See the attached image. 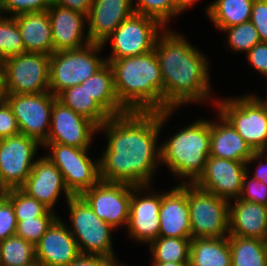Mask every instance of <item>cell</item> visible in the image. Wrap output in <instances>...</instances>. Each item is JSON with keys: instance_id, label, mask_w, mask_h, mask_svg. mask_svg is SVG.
<instances>
[{"instance_id": "obj_1", "label": "cell", "mask_w": 267, "mask_h": 266, "mask_svg": "<svg viewBox=\"0 0 267 266\" xmlns=\"http://www.w3.org/2000/svg\"><path fill=\"white\" fill-rule=\"evenodd\" d=\"M175 110L127 111L98 127L107 145L99 158L100 180L133 186L152 185L160 165L158 136Z\"/></svg>"}, {"instance_id": "obj_2", "label": "cell", "mask_w": 267, "mask_h": 266, "mask_svg": "<svg viewBox=\"0 0 267 266\" xmlns=\"http://www.w3.org/2000/svg\"><path fill=\"white\" fill-rule=\"evenodd\" d=\"M186 39L167 27L154 47L163 78V111L215 99L211 96L208 58Z\"/></svg>"}, {"instance_id": "obj_3", "label": "cell", "mask_w": 267, "mask_h": 266, "mask_svg": "<svg viewBox=\"0 0 267 266\" xmlns=\"http://www.w3.org/2000/svg\"><path fill=\"white\" fill-rule=\"evenodd\" d=\"M106 61L113 69L117 98L128 111H163V78L154 50Z\"/></svg>"}, {"instance_id": "obj_4", "label": "cell", "mask_w": 267, "mask_h": 266, "mask_svg": "<svg viewBox=\"0 0 267 266\" xmlns=\"http://www.w3.org/2000/svg\"><path fill=\"white\" fill-rule=\"evenodd\" d=\"M167 139L160 144V163L182 178L181 184H194L210 155V120L196 119Z\"/></svg>"}, {"instance_id": "obj_5", "label": "cell", "mask_w": 267, "mask_h": 266, "mask_svg": "<svg viewBox=\"0 0 267 266\" xmlns=\"http://www.w3.org/2000/svg\"><path fill=\"white\" fill-rule=\"evenodd\" d=\"M214 105L254 152L267 151V96L251 93L218 98Z\"/></svg>"}, {"instance_id": "obj_6", "label": "cell", "mask_w": 267, "mask_h": 266, "mask_svg": "<svg viewBox=\"0 0 267 266\" xmlns=\"http://www.w3.org/2000/svg\"><path fill=\"white\" fill-rule=\"evenodd\" d=\"M104 48L100 43L91 42L80 49L52 53L49 91L57 97L65 89L89 79L107 63L106 58L98 56Z\"/></svg>"}, {"instance_id": "obj_7", "label": "cell", "mask_w": 267, "mask_h": 266, "mask_svg": "<svg viewBox=\"0 0 267 266\" xmlns=\"http://www.w3.org/2000/svg\"><path fill=\"white\" fill-rule=\"evenodd\" d=\"M70 213V227L81 254L101 255L112 259L118 266L124 265L113 251L111 233L115 231L101 220L81 196H72L67 201ZM120 264V265H119Z\"/></svg>"}, {"instance_id": "obj_8", "label": "cell", "mask_w": 267, "mask_h": 266, "mask_svg": "<svg viewBox=\"0 0 267 266\" xmlns=\"http://www.w3.org/2000/svg\"><path fill=\"white\" fill-rule=\"evenodd\" d=\"M191 239L229 236V201L186 183Z\"/></svg>"}, {"instance_id": "obj_9", "label": "cell", "mask_w": 267, "mask_h": 266, "mask_svg": "<svg viewBox=\"0 0 267 266\" xmlns=\"http://www.w3.org/2000/svg\"><path fill=\"white\" fill-rule=\"evenodd\" d=\"M43 146L49 149L50 153L45 156L62 173L65 185L73 196H80L100 181L99 159H91L89 149L58 143H43Z\"/></svg>"}, {"instance_id": "obj_10", "label": "cell", "mask_w": 267, "mask_h": 266, "mask_svg": "<svg viewBox=\"0 0 267 266\" xmlns=\"http://www.w3.org/2000/svg\"><path fill=\"white\" fill-rule=\"evenodd\" d=\"M164 29L158 20L133 13L103 41V47L109 42L112 46V52L106 59H121L153 51L157 38Z\"/></svg>"}, {"instance_id": "obj_11", "label": "cell", "mask_w": 267, "mask_h": 266, "mask_svg": "<svg viewBox=\"0 0 267 266\" xmlns=\"http://www.w3.org/2000/svg\"><path fill=\"white\" fill-rule=\"evenodd\" d=\"M2 63L7 94H38L49 91V55L25 52Z\"/></svg>"}, {"instance_id": "obj_12", "label": "cell", "mask_w": 267, "mask_h": 266, "mask_svg": "<svg viewBox=\"0 0 267 266\" xmlns=\"http://www.w3.org/2000/svg\"><path fill=\"white\" fill-rule=\"evenodd\" d=\"M41 146L24 134L0 139V190L20 189L24 185Z\"/></svg>"}, {"instance_id": "obj_13", "label": "cell", "mask_w": 267, "mask_h": 266, "mask_svg": "<svg viewBox=\"0 0 267 266\" xmlns=\"http://www.w3.org/2000/svg\"><path fill=\"white\" fill-rule=\"evenodd\" d=\"M57 99L50 91L38 94H7L20 134L34 138L41 145L47 140L51 113Z\"/></svg>"}, {"instance_id": "obj_14", "label": "cell", "mask_w": 267, "mask_h": 266, "mask_svg": "<svg viewBox=\"0 0 267 266\" xmlns=\"http://www.w3.org/2000/svg\"><path fill=\"white\" fill-rule=\"evenodd\" d=\"M80 196L93 212L112 228L117 230L122 225L127 228L132 185L100 180Z\"/></svg>"}, {"instance_id": "obj_15", "label": "cell", "mask_w": 267, "mask_h": 266, "mask_svg": "<svg viewBox=\"0 0 267 266\" xmlns=\"http://www.w3.org/2000/svg\"><path fill=\"white\" fill-rule=\"evenodd\" d=\"M160 206L161 192L151 191V184L132 185L127 233L133 241L148 245L158 238Z\"/></svg>"}, {"instance_id": "obj_16", "label": "cell", "mask_w": 267, "mask_h": 266, "mask_svg": "<svg viewBox=\"0 0 267 266\" xmlns=\"http://www.w3.org/2000/svg\"><path fill=\"white\" fill-rule=\"evenodd\" d=\"M96 133L98 134V126L94 122L56 99L51 113L49 135L44 143L89 149Z\"/></svg>"}, {"instance_id": "obj_17", "label": "cell", "mask_w": 267, "mask_h": 266, "mask_svg": "<svg viewBox=\"0 0 267 266\" xmlns=\"http://www.w3.org/2000/svg\"><path fill=\"white\" fill-rule=\"evenodd\" d=\"M246 173L245 162L208 156L205 169L194 184L220 198L231 201L239 198Z\"/></svg>"}, {"instance_id": "obj_18", "label": "cell", "mask_w": 267, "mask_h": 266, "mask_svg": "<svg viewBox=\"0 0 267 266\" xmlns=\"http://www.w3.org/2000/svg\"><path fill=\"white\" fill-rule=\"evenodd\" d=\"M20 189L53 212L62 192L66 202L73 196L65 185L62 173L47 156L36 159L29 177Z\"/></svg>"}, {"instance_id": "obj_19", "label": "cell", "mask_w": 267, "mask_h": 266, "mask_svg": "<svg viewBox=\"0 0 267 266\" xmlns=\"http://www.w3.org/2000/svg\"><path fill=\"white\" fill-rule=\"evenodd\" d=\"M48 11L50 18L54 52L75 50L90 44L85 35L86 15L68 8L52 4Z\"/></svg>"}, {"instance_id": "obj_20", "label": "cell", "mask_w": 267, "mask_h": 266, "mask_svg": "<svg viewBox=\"0 0 267 266\" xmlns=\"http://www.w3.org/2000/svg\"><path fill=\"white\" fill-rule=\"evenodd\" d=\"M36 260L44 266H66L79 254L67 223L58 217L35 245Z\"/></svg>"}, {"instance_id": "obj_21", "label": "cell", "mask_w": 267, "mask_h": 266, "mask_svg": "<svg viewBox=\"0 0 267 266\" xmlns=\"http://www.w3.org/2000/svg\"><path fill=\"white\" fill-rule=\"evenodd\" d=\"M158 237L191 238L186 184L161 192Z\"/></svg>"}, {"instance_id": "obj_22", "label": "cell", "mask_w": 267, "mask_h": 266, "mask_svg": "<svg viewBox=\"0 0 267 266\" xmlns=\"http://www.w3.org/2000/svg\"><path fill=\"white\" fill-rule=\"evenodd\" d=\"M133 0H93L86 21L93 43L102 44L115 29L134 13Z\"/></svg>"}, {"instance_id": "obj_23", "label": "cell", "mask_w": 267, "mask_h": 266, "mask_svg": "<svg viewBox=\"0 0 267 266\" xmlns=\"http://www.w3.org/2000/svg\"><path fill=\"white\" fill-rule=\"evenodd\" d=\"M231 201H229V235L265 241L267 206L239 198Z\"/></svg>"}, {"instance_id": "obj_24", "label": "cell", "mask_w": 267, "mask_h": 266, "mask_svg": "<svg viewBox=\"0 0 267 266\" xmlns=\"http://www.w3.org/2000/svg\"><path fill=\"white\" fill-rule=\"evenodd\" d=\"M217 114L218 122L210 120L209 156L246 163L254 151L236 129L220 113Z\"/></svg>"}, {"instance_id": "obj_25", "label": "cell", "mask_w": 267, "mask_h": 266, "mask_svg": "<svg viewBox=\"0 0 267 266\" xmlns=\"http://www.w3.org/2000/svg\"><path fill=\"white\" fill-rule=\"evenodd\" d=\"M20 31L25 52L54 53L52 28L48 11L23 13L14 16Z\"/></svg>"}, {"instance_id": "obj_26", "label": "cell", "mask_w": 267, "mask_h": 266, "mask_svg": "<svg viewBox=\"0 0 267 266\" xmlns=\"http://www.w3.org/2000/svg\"><path fill=\"white\" fill-rule=\"evenodd\" d=\"M81 85H85L89 94L111 116L120 115L128 111L117 98L114 87V73L108 62Z\"/></svg>"}, {"instance_id": "obj_27", "label": "cell", "mask_w": 267, "mask_h": 266, "mask_svg": "<svg viewBox=\"0 0 267 266\" xmlns=\"http://www.w3.org/2000/svg\"><path fill=\"white\" fill-rule=\"evenodd\" d=\"M189 266H231L229 238L191 239Z\"/></svg>"}, {"instance_id": "obj_28", "label": "cell", "mask_w": 267, "mask_h": 266, "mask_svg": "<svg viewBox=\"0 0 267 266\" xmlns=\"http://www.w3.org/2000/svg\"><path fill=\"white\" fill-rule=\"evenodd\" d=\"M254 0H215L206 8L213 25L222 32L224 28L250 21Z\"/></svg>"}, {"instance_id": "obj_29", "label": "cell", "mask_w": 267, "mask_h": 266, "mask_svg": "<svg viewBox=\"0 0 267 266\" xmlns=\"http://www.w3.org/2000/svg\"><path fill=\"white\" fill-rule=\"evenodd\" d=\"M57 99L74 112L88 118L98 127L112 116L89 94L85 85H75L62 91Z\"/></svg>"}, {"instance_id": "obj_30", "label": "cell", "mask_w": 267, "mask_h": 266, "mask_svg": "<svg viewBox=\"0 0 267 266\" xmlns=\"http://www.w3.org/2000/svg\"><path fill=\"white\" fill-rule=\"evenodd\" d=\"M231 266H267L266 242L229 235Z\"/></svg>"}, {"instance_id": "obj_31", "label": "cell", "mask_w": 267, "mask_h": 266, "mask_svg": "<svg viewBox=\"0 0 267 266\" xmlns=\"http://www.w3.org/2000/svg\"><path fill=\"white\" fill-rule=\"evenodd\" d=\"M149 245L152 262H189L191 238L158 237Z\"/></svg>"}, {"instance_id": "obj_32", "label": "cell", "mask_w": 267, "mask_h": 266, "mask_svg": "<svg viewBox=\"0 0 267 266\" xmlns=\"http://www.w3.org/2000/svg\"><path fill=\"white\" fill-rule=\"evenodd\" d=\"M36 260L35 245L16 234L0 241V266H25Z\"/></svg>"}, {"instance_id": "obj_33", "label": "cell", "mask_w": 267, "mask_h": 266, "mask_svg": "<svg viewBox=\"0 0 267 266\" xmlns=\"http://www.w3.org/2000/svg\"><path fill=\"white\" fill-rule=\"evenodd\" d=\"M25 53L16 19L0 14V62Z\"/></svg>"}, {"instance_id": "obj_34", "label": "cell", "mask_w": 267, "mask_h": 266, "mask_svg": "<svg viewBox=\"0 0 267 266\" xmlns=\"http://www.w3.org/2000/svg\"><path fill=\"white\" fill-rule=\"evenodd\" d=\"M222 31L227 35L226 43L231 50L246 54L256 44L261 42L259 33L251 21L224 28Z\"/></svg>"}, {"instance_id": "obj_35", "label": "cell", "mask_w": 267, "mask_h": 266, "mask_svg": "<svg viewBox=\"0 0 267 266\" xmlns=\"http://www.w3.org/2000/svg\"><path fill=\"white\" fill-rule=\"evenodd\" d=\"M4 195L12 202L17 221L43 216L49 210L41 202L31 198L21 189L6 190Z\"/></svg>"}, {"instance_id": "obj_36", "label": "cell", "mask_w": 267, "mask_h": 266, "mask_svg": "<svg viewBox=\"0 0 267 266\" xmlns=\"http://www.w3.org/2000/svg\"><path fill=\"white\" fill-rule=\"evenodd\" d=\"M58 217L56 212L48 210L43 216L34 217L24 221H17L15 234L27 242L36 245Z\"/></svg>"}, {"instance_id": "obj_37", "label": "cell", "mask_w": 267, "mask_h": 266, "mask_svg": "<svg viewBox=\"0 0 267 266\" xmlns=\"http://www.w3.org/2000/svg\"><path fill=\"white\" fill-rule=\"evenodd\" d=\"M134 13L152 17L165 28L175 17V0H133Z\"/></svg>"}, {"instance_id": "obj_38", "label": "cell", "mask_w": 267, "mask_h": 266, "mask_svg": "<svg viewBox=\"0 0 267 266\" xmlns=\"http://www.w3.org/2000/svg\"><path fill=\"white\" fill-rule=\"evenodd\" d=\"M52 5L51 0H2L0 14L12 17L30 12L48 10Z\"/></svg>"}, {"instance_id": "obj_39", "label": "cell", "mask_w": 267, "mask_h": 266, "mask_svg": "<svg viewBox=\"0 0 267 266\" xmlns=\"http://www.w3.org/2000/svg\"><path fill=\"white\" fill-rule=\"evenodd\" d=\"M250 170L244 175L242 191L239 199L246 202H255L267 206V186L249 175Z\"/></svg>"}, {"instance_id": "obj_40", "label": "cell", "mask_w": 267, "mask_h": 266, "mask_svg": "<svg viewBox=\"0 0 267 266\" xmlns=\"http://www.w3.org/2000/svg\"><path fill=\"white\" fill-rule=\"evenodd\" d=\"M17 219L12 202L3 195L0 198V241L15 235Z\"/></svg>"}, {"instance_id": "obj_41", "label": "cell", "mask_w": 267, "mask_h": 266, "mask_svg": "<svg viewBox=\"0 0 267 266\" xmlns=\"http://www.w3.org/2000/svg\"><path fill=\"white\" fill-rule=\"evenodd\" d=\"M250 21L257 29L261 42L267 43V0H254Z\"/></svg>"}, {"instance_id": "obj_42", "label": "cell", "mask_w": 267, "mask_h": 266, "mask_svg": "<svg viewBox=\"0 0 267 266\" xmlns=\"http://www.w3.org/2000/svg\"><path fill=\"white\" fill-rule=\"evenodd\" d=\"M20 134L11 107L6 101L0 103V139Z\"/></svg>"}, {"instance_id": "obj_43", "label": "cell", "mask_w": 267, "mask_h": 266, "mask_svg": "<svg viewBox=\"0 0 267 266\" xmlns=\"http://www.w3.org/2000/svg\"><path fill=\"white\" fill-rule=\"evenodd\" d=\"M246 57L250 66L267 78V43L260 42L256 44L246 53Z\"/></svg>"}, {"instance_id": "obj_44", "label": "cell", "mask_w": 267, "mask_h": 266, "mask_svg": "<svg viewBox=\"0 0 267 266\" xmlns=\"http://www.w3.org/2000/svg\"><path fill=\"white\" fill-rule=\"evenodd\" d=\"M66 266H118L112 259L101 255L79 254Z\"/></svg>"}, {"instance_id": "obj_45", "label": "cell", "mask_w": 267, "mask_h": 266, "mask_svg": "<svg viewBox=\"0 0 267 266\" xmlns=\"http://www.w3.org/2000/svg\"><path fill=\"white\" fill-rule=\"evenodd\" d=\"M265 158L266 162H262V159ZM259 160V164L256 167L254 174L250 177H252L255 180L261 181L267 186V151H259L254 152L252 156L246 161V168L249 170L250 164L253 162H257Z\"/></svg>"}, {"instance_id": "obj_46", "label": "cell", "mask_w": 267, "mask_h": 266, "mask_svg": "<svg viewBox=\"0 0 267 266\" xmlns=\"http://www.w3.org/2000/svg\"><path fill=\"white\" fill-rule=\"evenodd\" d=\"M52 4L88 15L93 0H51Z\"/></svg>"}, {"instance_id": "obj_47", "label": "cell", "mask_w": 267, "mask_h": 266, "mask_svg": "<svg viewBox=\"0 0 267 266\" xmlns=\"http://www.w3.org/2000/svg\"><path fill=\"white\" fill-rule=\"evenodd\" d=\"M199 0H175V17L186 11Z\"/></svg>"}, {"instance_id": "obj_48", "label": "cell", "mask_w": 267, "mask_h": 266, "mask_svg": "<svg viewBox=\"0 0 267 266\" xmlns=\"http://www.w3.org/2000/svg\"><path fill=\"white\" fill-rule=\"evenodd\" d=\"M7 96L5 88V70L3 63L0 62V103L4 102Z\"/></svg>"}, {"instance_id": "obj_49", "label": "cell", "mask_w": 267, "mask_h": 266, "mask_svg": "<svg viewBox=\"0 0 267 266\" xmlns=\"http://www.w3.org/2000/svg\"><path fill=\"white\" fill-rule=\"evenodd\" d=\"M152 266H189V262H152Z\"/></svg>"}, {"instance_id": "obj_50", "label": "cell", "mask_w": 267, "mask_h": 266, "mask_svg": "<svg viewBox=\"0 0 267 266\" xmlns=\"http://www.w3.org/2000/svg\"><path fill=\"white\" fill-rule=\"evenodd\" d=\"M25 266H44V265L41 264L39 261L35 260L32 263L25 265Z\"/></svg>"}, {"instance_id": "obj_51", "label": "cell", "mask_w": 267, "mask_h": 266, "mask_svg": "<svg viewBox=\"0 0 267 266\" xmlns=\"http://www.w3.org/2000/svg\"><path fill=\"white\" fill-rule=\"evenodd\" d=\"M5 191L0 190V198L4 195Z\"/></svg>"}]
</instances>
